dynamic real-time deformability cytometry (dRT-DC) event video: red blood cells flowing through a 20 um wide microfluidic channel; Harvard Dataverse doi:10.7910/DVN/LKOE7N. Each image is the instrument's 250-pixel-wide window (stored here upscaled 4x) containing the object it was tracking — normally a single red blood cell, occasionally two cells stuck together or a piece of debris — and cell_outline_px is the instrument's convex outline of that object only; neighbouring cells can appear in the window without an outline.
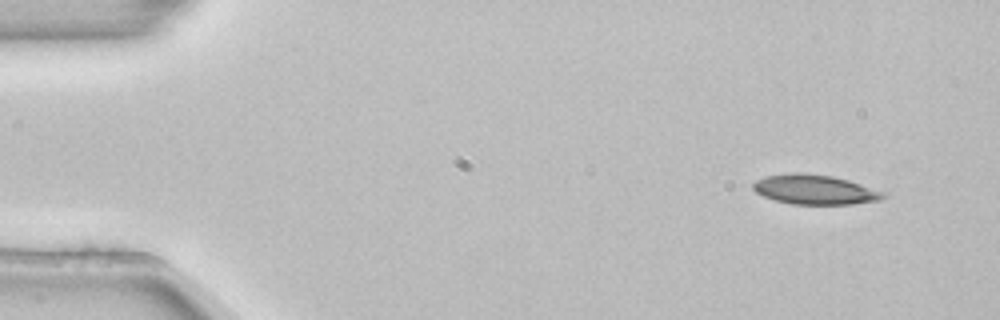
{"species": "common noctule bat (a hibernating species)", "species_latin": "Nyctalus noctula", "temperature_condition": "room temperature", "stored_images_in_passage": 4, "camera_frame_rate_fps": 3000, "um_per_image_px": 0.085, "animal": {"sex": "female", "body_mass_g": 22.7, "forearm_length_mm": 54.2}, "frame": {"image": 1, "passage_image": 1, "time_ms": 0.0, "image_size_px": [1000, 320], "cell_outline_px": [[888, 196], [880, 200], [852, 204], [792, 204], [776, 200], [764, 196], [756, 192], [752, 188], [752, 184], [756, 180], [764, 176], [792, 172], [800, 172], [832, 176], [848, 180], [888, 192]], "centroid_in_image_um": [69.3, 16.11], "position_along_channel_um": 15.7, "area_um2": 22.72}}
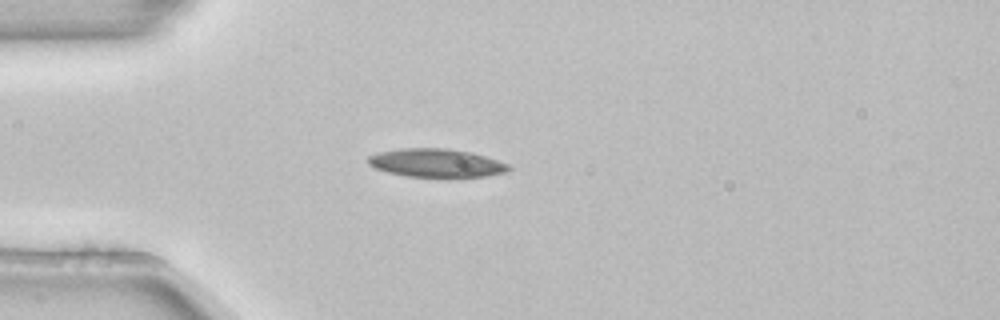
{"frame": {"image": 2, "passage_image": 4, "time_ms": 1.0, "image_size_px": [1000, 320], "cell_outline_px": [[512, 168], [508, 172], [484, 176], [448, 180], [408, 176], [388, 172], [376, 168], [368, 164], [368, 156], [380, 152], [400, 148], [444, 148], [472, 152], [508, 164]], "centroid_in_image_um": [37.13, 13.89], "position_along_channel_um": 47.9, "area_um2": 23.99}}